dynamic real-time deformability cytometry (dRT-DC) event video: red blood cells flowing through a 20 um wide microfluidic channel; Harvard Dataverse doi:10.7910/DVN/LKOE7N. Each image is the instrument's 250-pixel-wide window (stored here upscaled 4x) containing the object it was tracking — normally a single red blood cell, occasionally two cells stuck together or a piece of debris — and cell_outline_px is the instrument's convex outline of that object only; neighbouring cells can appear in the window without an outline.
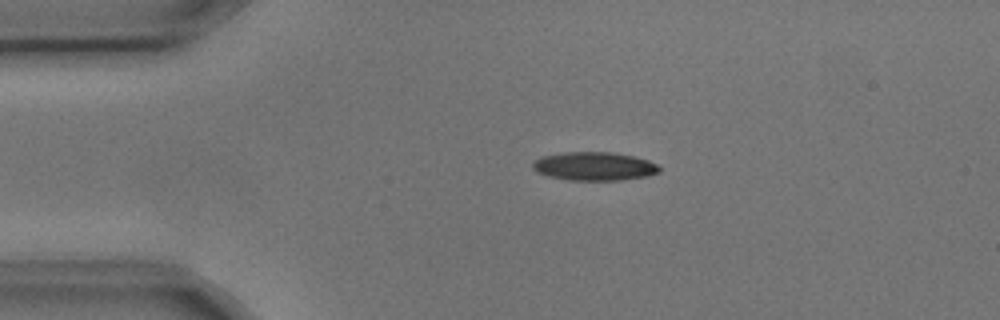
{"species": "common noctule bat (a hibernating species)", "species_latin": "Nyctalus noctula", "temperature_condition": "cold", "stored_images_in_passage": 3, "camera_frame_rate_fps": 3000, "um_per_image_px": 0.085, "animal": {"sex": "male", "body_mass_g": 17.9, "forearm_length_mm": 54.2}, "frame": {"image": 1, "passage_image": 2, "time_ms": 0.333, "image_size_px": [1000, 320], "cell_outline_px": [[660, 172], [648, 176], [620, 180], [568, 180], [548, 176], [536, 172], [532, 168], [532, 164], [540, 156], [564, 152], [612, 152], [632, 156], [648, 160], [656, 164], [660, 168]], "centroid_in_image_um": [50.49, 14.13], "position_along_channel_um": 34.5, "area_um2": 21.1}}